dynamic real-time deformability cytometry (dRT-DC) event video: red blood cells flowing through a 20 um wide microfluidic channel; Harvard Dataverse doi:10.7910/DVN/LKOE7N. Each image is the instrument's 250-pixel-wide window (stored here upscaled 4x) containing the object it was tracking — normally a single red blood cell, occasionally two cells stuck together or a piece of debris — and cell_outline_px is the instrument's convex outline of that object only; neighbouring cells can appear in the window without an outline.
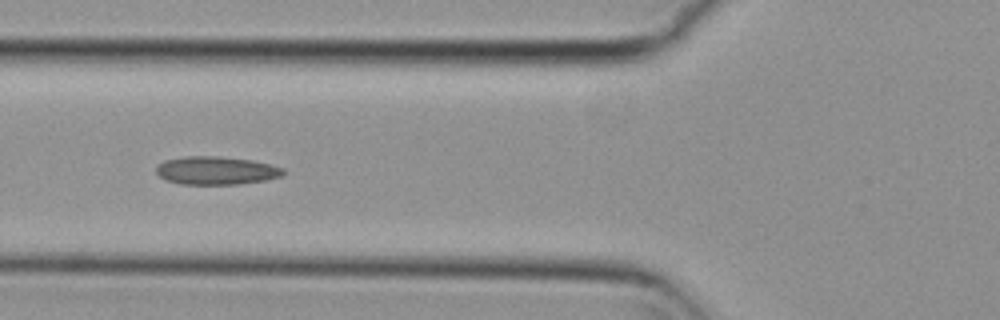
{"species": "common noctule bat (a hibernating species)", "species_latin": "Nyctalus noctula", "temperature_condition": "cold", "stored_images_in_passage": 41, "camera_frame_rate_fps": 3000, "um_per_image_px": 0.085, "animal": {"sex": "female", "body_mass_g": 29.2, "forearm_length_mm": 56.3}, "frame": {"image": 1, "passage_image": 6, "time_ms": 1.667, "image_size_px": [1000, 320], "cell_outline_px": [[284, 176], [264, 180], [240, 184], [180, 184], [164, 180], [156, 172], [156, 168], [164, 160], [184, 156], [216, 156], [252, 160], [284, 168]], "centroid_in_image_um": [18.36, 14.5], "position_along_channel_um": 107.4, "area_um2": 20.87}}
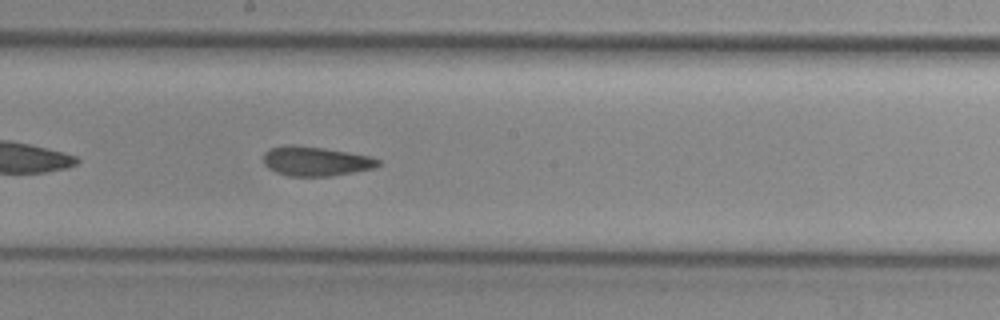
{"frame": {"image": 2, "passage_image": 15, "time_ms": 4.667, "image_size_px": [1000, 320], "cell_outline_px": [[380, 164], [376, 168], [332, 176], [288, 176], [276, 172], [268, 168], [264, 164], [264, 152], [272, 148], [288, 144], [292, 144], [324, 148], [348, 152], [368, 156], [380, 160]], "centroid_in_image_um": [26.83, 13.71], "position_along_channel_um": 221.4, "area_um2": 19.71}}
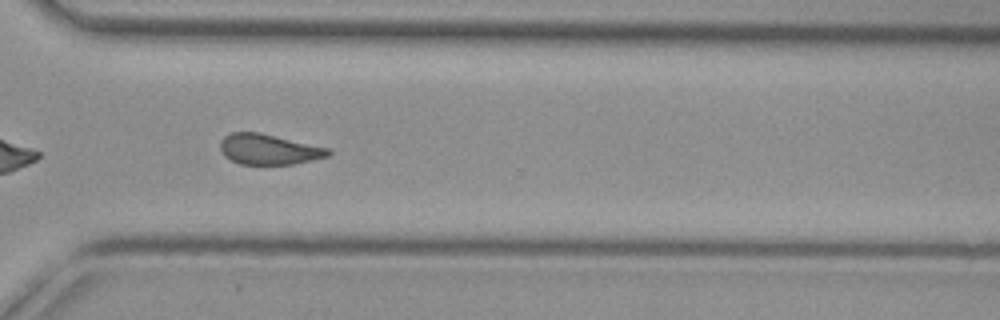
{"frame": {"image": 3, "passage_image": 25, "time_ms": 8.0, "image_size_px": [1000, 320], "cell_outline_px": [[332, 152], [328, 156], [312, 160], [292, 164], [240, 164], [224, 156], [220, 148], [220, 140], [224, 136], [232, 132], [260, 132], [332, 148]], "centroid_in_image_um": [22.88, 12.68], "position_along_channel_um": 347.7, "area_um2": 19.36}, "authors_computed_cell_mechanics": {"area_um2": 19.7676, "velocity_mm_per_s": 3.7967, "shape_relaxation_time_tau1_ms": null, "shape_relaxation_time_tau2_ms": 3.5436, "deformation_change_tau1": null, "deformation_change_tau2": 0.102}}